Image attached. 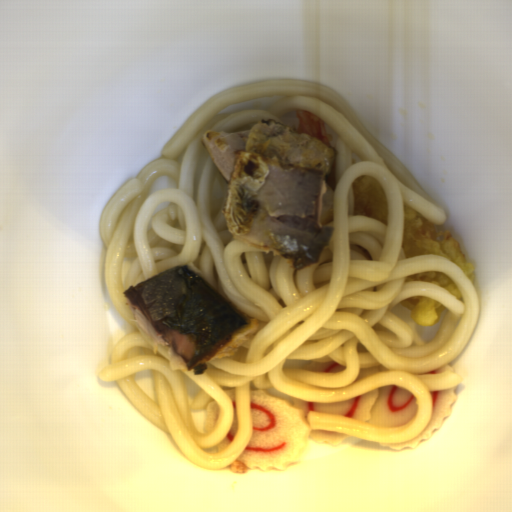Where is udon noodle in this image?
Masks as SVG:
<instances>
[{"label": "udon noodle", "instance_id": "udon-noodle-1", "mask_svg": "<svg viewBox=\"0 0 512 512\" xmlns=\"http://www.w3.org/2000/svg\"><path fill=\"white\" fill-rule=\"evenodd\" d=\"M323 118L334 140L336 188L334 228L320 261L293 270L290 260L233 238L224 219L228 185L202 140L209 129L240 132L264 119L297 130L296 112ZM162 157L147 164L113 196L99 220L106 246L104 285L112 306L133 327L98 377L116 382L150 422L175 441L183 455L205 470L235 462L252 434L250 393L308 403H337L384 386H402L416 398L413 420L400 428L368 425L334 413L307 411L310 430H327L375 443L408 441L433 414L431 391L457 387L459 373L424 374L450 364L469 345L480 316L479 298L460 266L436 253L406 257L405 208L412 207L436 226L447 212L367 128L332 88L307 79H270L216 93L165 143ZM374 176L388 202V225L352 215L351 185ZM188 265L248 318L256 332L234 355L208 363L194 375L172 361L136 325L123 292L174 265ZM441 271L459 287L464 300L430 282L405 276ZM430 297L444 312L431 327L412 321L400 301ZM336 361L343 372L304 371L311 361ZM390 370L353 382L360 368ZM149 369L154 400L134 381ZM235 389L238 429L232 443L216 445L232 424L233 407L225 390ZM216 401L220 417L211 433L202 432L205 409Z\"/></svg>", "mask_w": 512, "mask_h": 512}]
</instances>
